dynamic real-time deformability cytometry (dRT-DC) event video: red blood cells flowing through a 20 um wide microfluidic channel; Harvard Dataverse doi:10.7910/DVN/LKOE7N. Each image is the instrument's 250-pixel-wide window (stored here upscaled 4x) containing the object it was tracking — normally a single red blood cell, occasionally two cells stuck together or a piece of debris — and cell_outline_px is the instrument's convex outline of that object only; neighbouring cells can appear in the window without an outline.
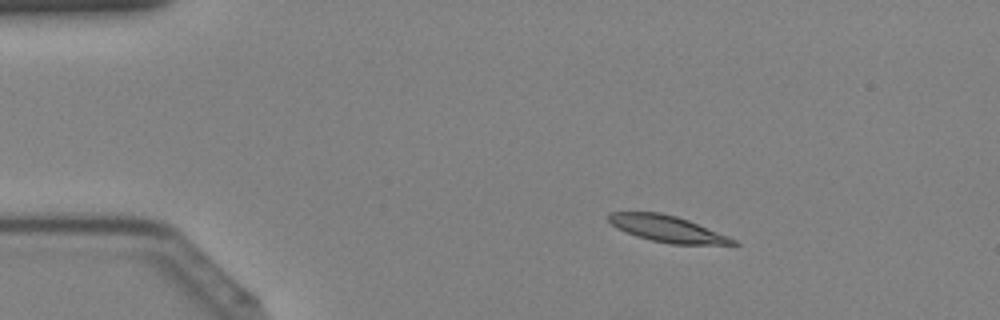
{"species": "Egyptian fruit bat (a non-hibernating species)", "species_latin": "Rousettus aegyptiacus", "temperature_condition": "cold", "stored_images_in_passage": 44, "camera_frame_rate_fps": 3000, "um_per_image_px": 0.085, "animal": {"sex": "female"}, "frame": {"image": 1, "passage_image": 8, "time_ms": 2.333, "image_size_px": [1000, 320], "cell_outline_px": [[740, 244], [672, 244], [652, 240], [636, 236], [616, 228], [608, 220], [608, 212], [660, 212], [676, 216], [688, 220], [728, 236], [736, 240]], "centroid_in_image_um": [56.68, 19.44], "position_along_channel_um": 28.3, "area_um2": 18.9}}
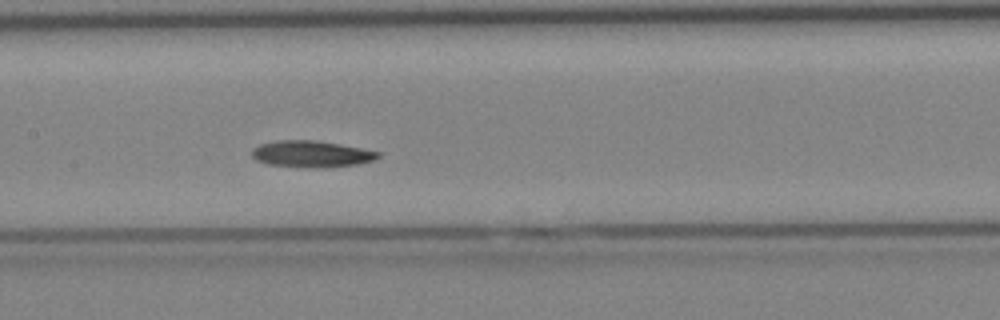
{"frame": {"image": 2, "passage_image": 22, "time_ms": 7.0, "image_size_px": [1000, 320], "cell_outline_px": [[380, 156], [372, 160], [356, 164], [324, 168], [308, 168], [268, 164], [256, 160], [252, 156], [252, 148], [260, 144], [276, 140], [316, 140], [340, 144], [380, 152]], "centroid_in_image_um": [26.43, 13.09], "position_along_channel_um": 181.0, "area_um2": 19.54}}
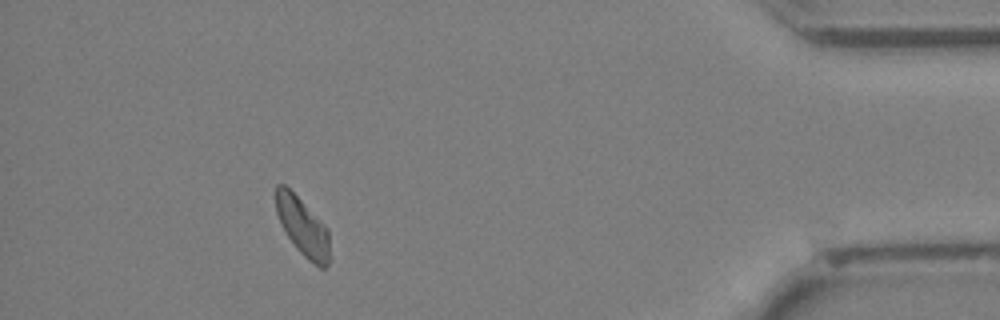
{"frame": {"image": 3, "passage_image": 40, "time_ms": 13.0, "image_size_px": [1000, 320], "cell_outline_px": [[328, 264], [324, 268], [320, 268], [308, 260], [296, 248], [288, 236], [276, 212], [276, 184], [284, 184], [328, 228]], "centroid_in_image_um": [25.72, 19.29], "position_along_channel_um": 409.5, "area_um2": 17.63}}